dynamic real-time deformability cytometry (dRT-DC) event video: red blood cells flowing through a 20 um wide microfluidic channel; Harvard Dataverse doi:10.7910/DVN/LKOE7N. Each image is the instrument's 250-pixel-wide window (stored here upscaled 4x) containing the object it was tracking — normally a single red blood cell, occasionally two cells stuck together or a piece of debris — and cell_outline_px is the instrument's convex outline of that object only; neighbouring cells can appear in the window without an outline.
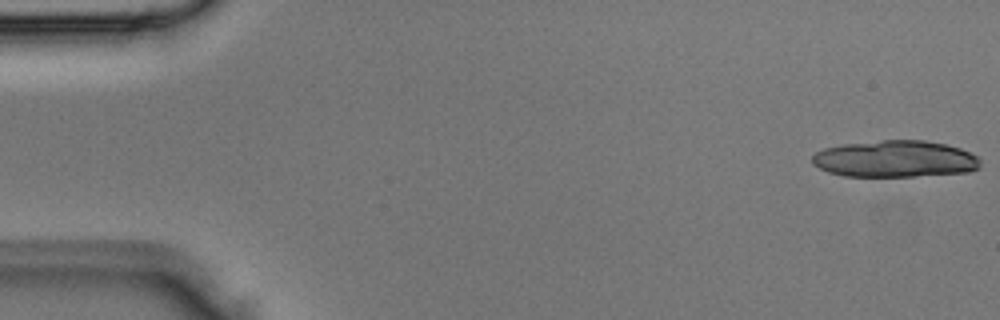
{"species": "Egyptian fruit bat (a non-hibernating species)", "species_latin": "Rousettus aegyptiacus", "temperature_condition": "room temperature", "stored_images_in_passage": 4, "camera_frame_rate_fps": 3000, "um_per_image_px": 0.085, "animal": {"sex": "male"}, "frame": {"image": 1, "passage_image": 1, "time_ms": 0.0, "image_size_px": [1000, 320], "cell_outline_px": [[980, 168], [968, 172], [916, 176], [844, 176], [828, 172], [812, 164], [812, 156], [816, 152], [824, 148], [844, 144], [880, 140], [924, 140], [944, 144], [960, 148], [976, 156], [980, 160]], "centroid_in_image_um": [76.07, 13.51], "position_along_channel_um": 8.9, "area_um2": 36.01}}